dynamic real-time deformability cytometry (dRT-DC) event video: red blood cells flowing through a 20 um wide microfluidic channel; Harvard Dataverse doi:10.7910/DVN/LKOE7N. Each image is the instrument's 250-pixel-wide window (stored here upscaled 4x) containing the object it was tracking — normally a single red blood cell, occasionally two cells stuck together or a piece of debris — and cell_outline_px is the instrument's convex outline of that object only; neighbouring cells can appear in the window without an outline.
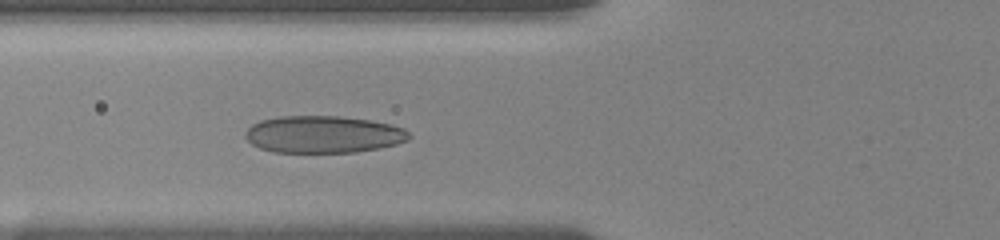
{"species": "human", "species_latin": "Homo sapiens", "temperature_condition": "room temperature", "stored_images_in_passage": 14, "camera_frame_rate_fps": 3000, "um_per_image_px": 0.085, "donor": {"sex": "female"}, "frame": {"image": 1, "passage_image": 14, "time_ms": 5.333, "image_size_px": [1000, 240], "cell_outline_px": [[412, 136], [408, 140], [396, 144], [380, 148], [356, 152], [272, 152], [260, 148], [252, 144], [244, 136], [244, 132], [252, 124], [260, 120], [280, 116], [336, 116], [372, 120], [392, 124], [404, 128]], "centroid_in_image_um": [27.49, 11.42], "position_along_channel_um": 98.3, "area_um2": 35.66}}